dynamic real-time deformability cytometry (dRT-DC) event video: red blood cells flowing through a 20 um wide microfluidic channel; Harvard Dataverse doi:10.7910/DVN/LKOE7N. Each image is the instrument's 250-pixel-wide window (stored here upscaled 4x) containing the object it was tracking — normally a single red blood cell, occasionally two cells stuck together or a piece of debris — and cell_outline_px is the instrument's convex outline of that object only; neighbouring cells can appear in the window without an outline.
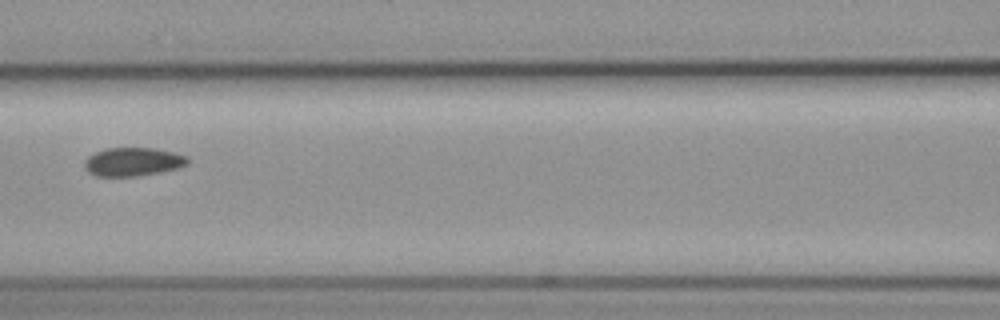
{"species": "common noctule bat (a hibernating species)", "species_latin": "Nyctalus noctula", "temperature_condition": "cold", "stored_images_in_passage": 7, "camera_frame_rate_fps": 3000, "um_per_image_px": 0.085, "animal": {"sex": "female", "body_mass_g": 19.3, "forearm_length_mm": 54.1}, "frame": {"image": 1, "passage_image": 7, "time_ms": 7.0, "image_size_px": [1000, 320], "cell_outline_px": [[192, 160], [188, 164], [176, 168], [160, 172], [136, 176], [96, 176], [88, 172], [84, 168], [84, 160], [88, 156], [104, 148], [156, 148], [188, 156]], "centroid_in_image_um": [11.3, 13.75], "position_along_channel_um": 155.3, "area_um2": 17.28}}